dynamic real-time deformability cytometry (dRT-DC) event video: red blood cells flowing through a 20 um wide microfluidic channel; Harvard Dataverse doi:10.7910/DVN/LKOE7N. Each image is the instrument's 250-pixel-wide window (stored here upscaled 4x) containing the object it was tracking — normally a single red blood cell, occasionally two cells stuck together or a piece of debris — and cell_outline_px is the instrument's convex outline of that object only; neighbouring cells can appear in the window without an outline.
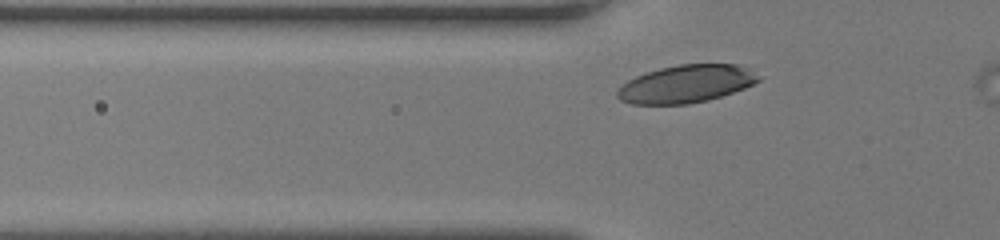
{"species": "human", "species_latin": "Homo sapiens", "temperature_condition": "room temperature", "stored_images_in_passage": 34, "camera_frame_rate_fps": 3000, "um_per_image_px": 0.085, "donor": {"sex": "female"}, "frame": {"image": 1, "passage_image": 3, "time_ms": 0.667, "image_size_px": [1000, 240], "cell_outline_px": [[764, 76], [760, 80], [744, 88], [708, 100], [688, 104], [632, 104], [620, 100], [616, 96], [616, 92], [628, 80], [636, 76], [660, 68], [680, 64], [736, 64]], "centroid_in_image_um": [58.34, 7.13], "position_along_channel_um": 67.5, "area_um2": 30.87}}
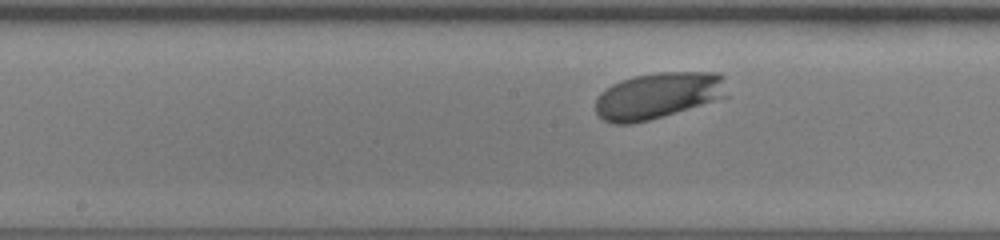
{"frame": {"image": 2, "passage_image": 19, "time_ms": 6.0, "image_size_px": [1000, 240], "cell_outline_px": [[728, 96], [648, 120], [632, 124], [612, 124], [604, 120], [596, 112], [596, 100], [600, 92], [612, 84], [636, 76], [660, 72], [720, 72], [724, 76]], "centroid_in_image_um": [55.94, 8.11], "position_along_channel_um": 192.3, "area_um2": 35.26}}
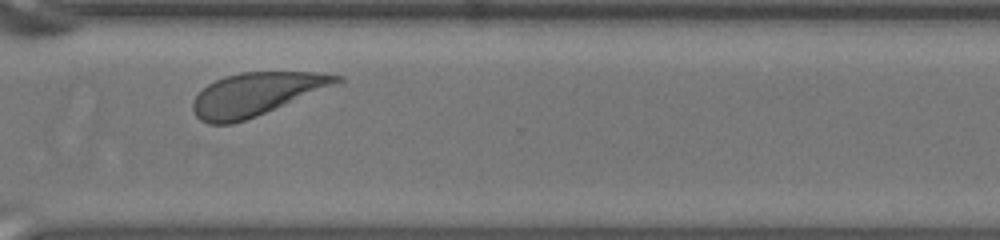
{"frame": {"image": 3, "passage_image": 31, "time_ms": 10.0, "image_size_px": [1000, 240], "cell_outline_px": [[344, 84], [256, 116], [232, 124], [208, 124], [200, 120], [196, 116], [192, 108], [192, 104], [196, 96], [208, 84], [224, 76], [240, 72], [316, 72], [344, 76]], "centroid_in_image_um": [21.89, 7.99], "position_along_channel_um": 348.7, "area_um2": 36.59}, "authors_computed_cell_mechanics": {"area_um2": 34.3621, "velocity_mm_per_s": 2.9767, "shape_relaxation_time_tau1_ms": 2.7883, "shape_relaxation_time_tau2_ms": null, "deformation_change_tau1": 0.0984, "deformation_change_tau2": null}}